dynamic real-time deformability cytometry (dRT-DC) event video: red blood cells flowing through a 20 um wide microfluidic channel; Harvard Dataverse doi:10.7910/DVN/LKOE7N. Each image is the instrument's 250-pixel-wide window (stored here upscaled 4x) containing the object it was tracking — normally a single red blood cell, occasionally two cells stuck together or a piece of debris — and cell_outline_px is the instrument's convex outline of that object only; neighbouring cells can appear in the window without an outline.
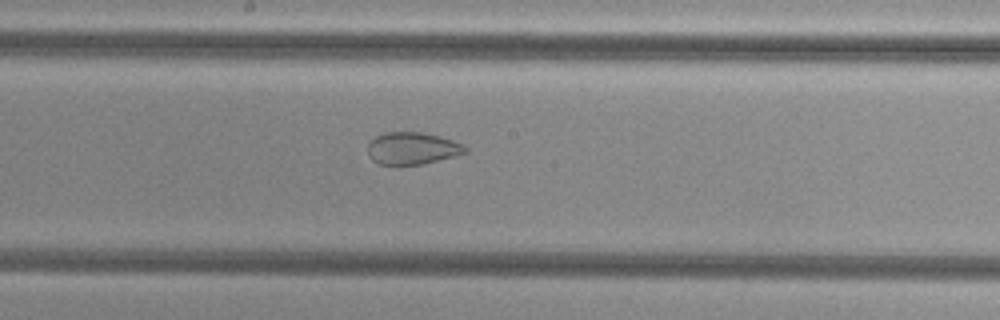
{"species": "common noctule bat (a hibernating species)", "species_latin": "Nyctalus noctula", "temperature_condition": "cold", "stored_images_in_passage": 54, "camera_frame_rate_fps": 3000, "um_per_image_px": 0.085, "animal": {"sex": "female", "body_mass_g": 29.2, "forearm_length_mm": 56.3}, "frame": {"image": 1, "passage_image": 30, "time_ms": 9.667, "image_size_px": [1000, 320], "cell_outline_px": [[468, 152], [456, 156], [424, 164], [396, 168], [380, 164], [372, 160], [368, 156], [368, 144], [376, 136], [384, 132], [420, 132], [440, 136], [464, 144], [468, 148]], "centroid_in_image_um": [35.04, 12.65], "position_along_channel_um": 213.2, "area_um2": 19.02}}
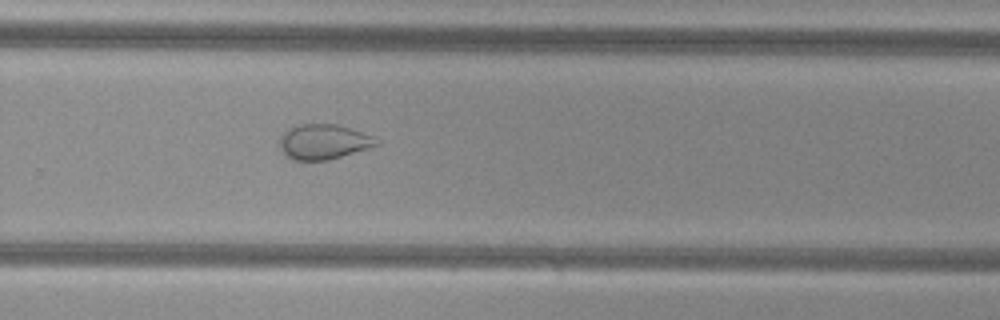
{"frame": {"image": 2, "passage_image": 37, "time_ms": 12.0, "image_size_px": [1000, 320], "cell_outline_px": [[380, 144], [328, 160], [292, 160], [280, 148], [280, 136], [288, 128], [300, 124], [336, 124], [372, 136], [380, 140]], "centroid_in_image_um": [27.48, 12.05], "position_along_channel_um": 302.3, "area_um2": 19.48}}
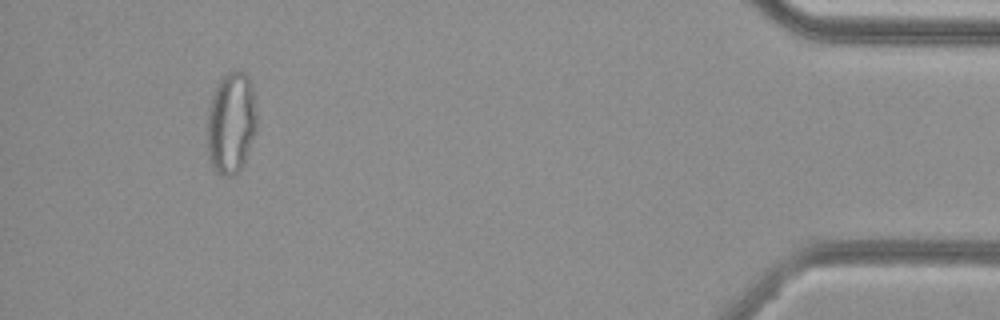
{"frame": {"image": 3, "passage_image": 51, "time_ms": 16.667, "image_size_px": [1000, 320], "cell_outline_px": [[256, 132], [244, 160], [240, 168], [232, 176], [224, 176], [216, 172], [212, 168], [208, 156], [208, 108], [212, 96], [220, 80], [232, 68], [236, 68], [244, 72], [248, 76], [252, 84], [256, 112]], "centroid_in_image_um": [19.65, 10.42], "position_along_channel_um": 415.6, "area_um2": 29.42}, "authors_computed_cell_mechanics": {"area_um2": 28.5532, "velocity_mm_per_s": 3.823, "shape_relaxation_time_tau1_ms": null, "shape_relaxation_time_tau2_ms": 1.5432, "deformation_change_tau1": null, "deformation_change_tau2": 0.067}}